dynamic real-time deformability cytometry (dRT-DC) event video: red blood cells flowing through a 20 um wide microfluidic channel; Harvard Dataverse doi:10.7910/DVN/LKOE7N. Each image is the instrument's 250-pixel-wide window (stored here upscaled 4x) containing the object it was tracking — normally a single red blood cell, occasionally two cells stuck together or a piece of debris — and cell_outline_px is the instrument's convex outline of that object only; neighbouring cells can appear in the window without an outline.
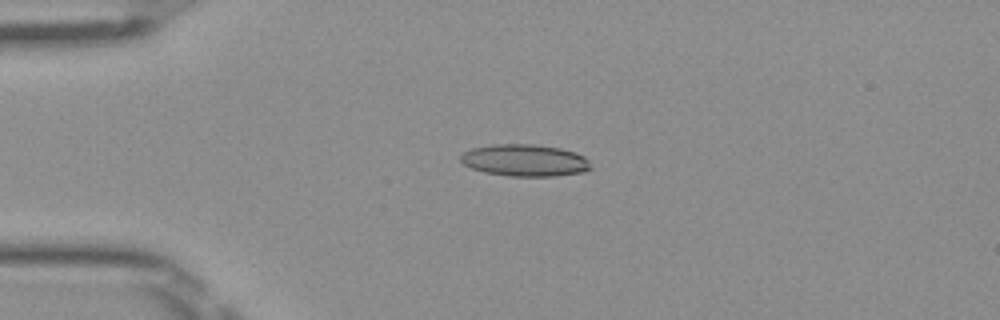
{"species": "Egyptian fruit bat (a non-hibernating species)", "species_latin": "Rousettus aegyptiacus", "temperature_condition": "room temperature", "stored_images_in_passage": 51, "camera_frame_rate_fps": 3000, "um_per_image_px": 0.085, "frame": {"image": 1, "passage_image": 13, "time_ms": 4.0, "image_size_px": [1000, 320], "cell_outline_px": [[592, 168], [584, 172], [556, 176], [508, 176], [484, 172], [472, 168], [464, 164], [460, 160], [460, 156], [464, 152], [472, 148], [492, 144], [532, 144], [560, 148], [584, 156], [588, 160]], "centroid_in_image_um": [44.6, 13.63], "position_along_channel_um": 40.4, "area_um2": 24.22}}
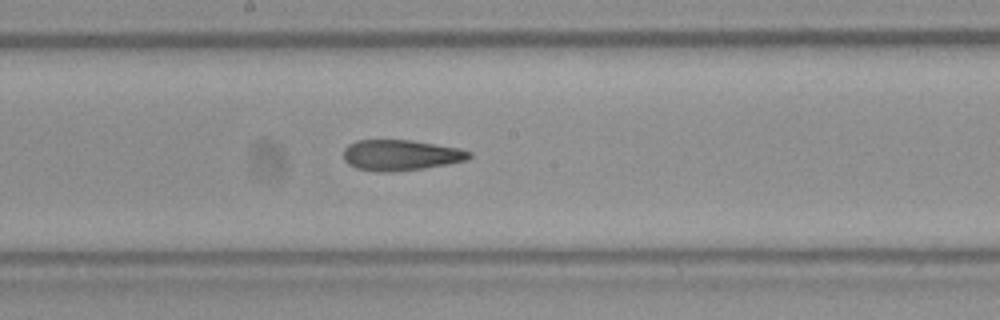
{"frame": {"image": 2, "passage_image": 28, "time_ms": 9.0, "image_size_px": [1000, 320], "cell_outline_px": [[472, 156], [468, 160], [448, 164], [424, 168], [392, 172], [380, 172], [356, 168], [348, 164], [344, 160], [344, 148], [348, 144], [356, 140], [412, 140], [460, 148], [472, 152]], "centroid_in_image_um": [34.07, 13.18], "position_along_channel_um": 214.1, "area_um2": 22.72}}
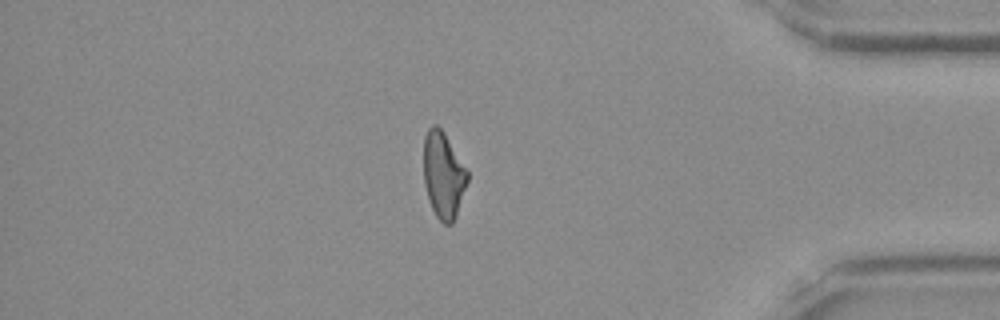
{"frame": {"image": 3, "passage_image": 44, "time_ms": 14.333, "image_size_px": [1000, 320], "cell_outline_px": [[468, 180], [456, 216], [452, 224], [444, 224], [436, 216], [428, 200], [424, 184], [424, 136], [428, 128], [432, 124], [436, 124], [444, 132], [468, 172]], "centroid_in_image_um": [37.67, 14.88], "position_along_channel_um": 397.5, "area_um2": 21.96}, "authors_computed_cell_mechanics": {"area_um2": 22.7154, "velocity_mm_per_s": 4.0448, "shape_relaxation_time_tau1_ms": null, "shape_relaxation_time_tau2_ms": 4.2381, "deformation_change_tau1": null, "deformation_change_tau2": 0.1498}}